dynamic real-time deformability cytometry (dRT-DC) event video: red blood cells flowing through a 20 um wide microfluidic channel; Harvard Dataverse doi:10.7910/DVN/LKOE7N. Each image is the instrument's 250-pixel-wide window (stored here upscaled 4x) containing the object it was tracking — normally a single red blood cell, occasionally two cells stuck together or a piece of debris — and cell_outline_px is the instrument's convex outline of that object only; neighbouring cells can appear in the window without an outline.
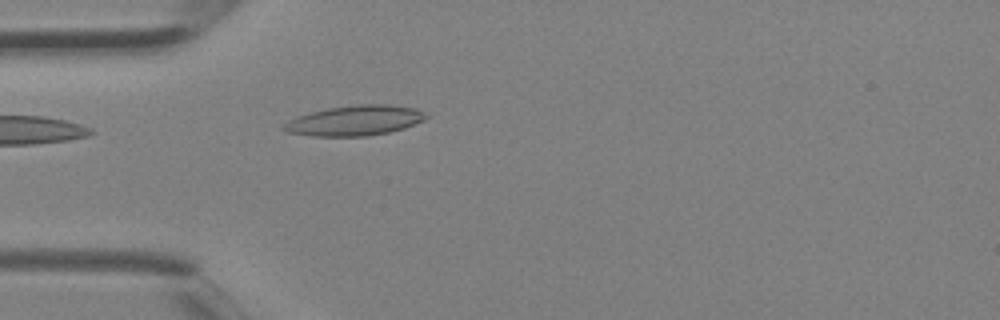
{"species": "Egyptian fruit bat (a non-hibernating species)", "species_latin": "Rousettus aegyptiacus", "temperature_condition": "room temperature", "stored_images_in_passage": 3, "camera_frame_rate_fps": 3000, "um_per_image_px": 0.085, "animal": {"sex": "female"}, "frame": {"image": 1, "passage_image": 3, "time_ms": 0.667, "image_size_px": [1000, 320], "cell_outline_px": [[428, 116], [424, 120], [404, 128], [388, 132], [364, 136], [312, 136], [288, 132], [280, 128], [288, 120], [296, 116], [328, 108], [356, 104], [388, 104], [416, 108], [424, 112]], "centroid_in_image_um": [30.15, 10.24], "position_along_channel_um": 54.8, "area_um2": 24.97}}